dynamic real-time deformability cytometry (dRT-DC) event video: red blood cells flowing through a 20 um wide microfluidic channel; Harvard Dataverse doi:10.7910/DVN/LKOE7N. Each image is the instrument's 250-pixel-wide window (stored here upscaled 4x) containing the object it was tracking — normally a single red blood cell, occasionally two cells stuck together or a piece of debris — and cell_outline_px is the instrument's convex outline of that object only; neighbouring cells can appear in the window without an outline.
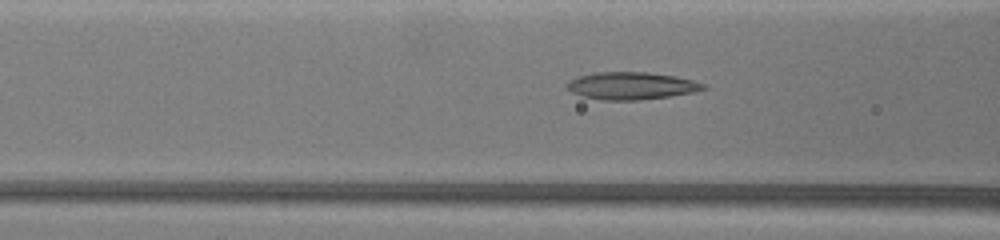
{"species": "common noctule bat (a hibernating species)", "species_latin": "Nyctalus noctula", "temperature_condition": "warm", "stored_images_in_passage": 69, "camera_frame_rate_fps": 3000, "um_per_image_px": 0.085, "animal": {"sex": "female", "body_mass_g": 19.5, "forearm_length_mm": 54.1}, "frame": {"image": 1, "passage_image": 41, "time_ms": 8.333, "image_size_px": [1000, 240], "cell_outline_px": [[708, 88], [692, 92], [668, 96], [640, 100], [600, 100], [580, 96], [572, 92], [564, 84], [580, 76], [596, 72], [648, 72], [672, 76], [692, 80], [708, 84]], "centroid_in_image_um": [53.66, 7.3], "position_along_channel_um": 112.9, "area_um2": 21.68}}
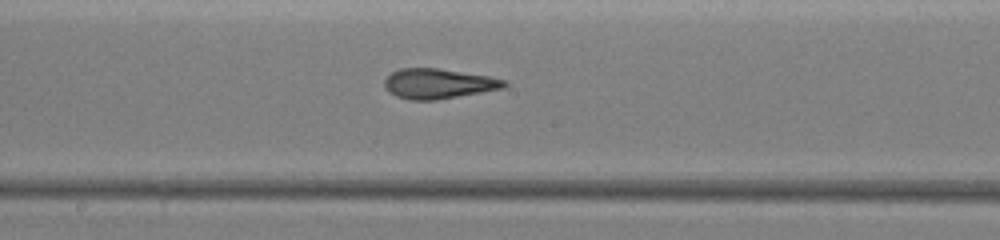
{"frame": {"image": 2, "passage_image": 54, "time_ms": 11.0, "image_size_px": [1000, 240], "cell_outline_px": [[508, 84], [504, 88], [436, 100], [408, 100], [396, 96], [384, 84], [384, 80], [392, 72], [400, 68], [436, 68], [488, 76], [504, 80]], "centroid_in_image_um": [37.26, 7.11], "position_along_channel_um": 210.9, "area_um2": 20.63}}
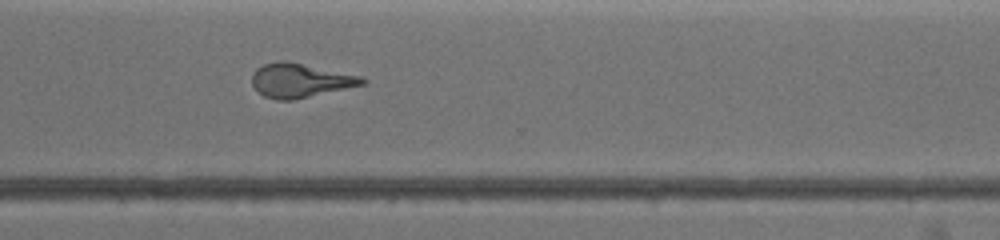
{"frame": {"image": 3, "passage_image": 68, "time_ms": 14.667, "image_size_px": [1000, 240], "cell_outline_px": [[368, 80], [364, 84], [292, 100], [276, 100], [264, 96], [252, 84], [252, 76], [256, 68], [264, 64], [280, 60], [360, 76]], "centroid_in_image_um": [25.47, 6.85], "position_along_channel_um": 345.1, "area_um2": 21.21}}